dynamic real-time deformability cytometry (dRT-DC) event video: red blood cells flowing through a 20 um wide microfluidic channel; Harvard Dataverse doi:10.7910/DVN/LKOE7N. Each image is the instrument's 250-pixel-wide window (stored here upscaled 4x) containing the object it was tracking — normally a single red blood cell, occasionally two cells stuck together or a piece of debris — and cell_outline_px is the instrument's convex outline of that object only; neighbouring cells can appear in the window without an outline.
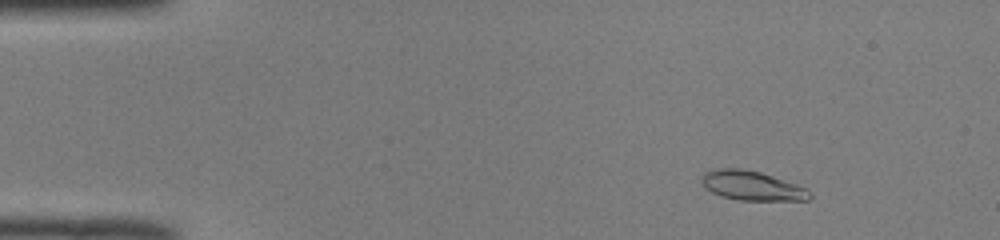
{"species": "common noctule bat (a hibernating species)", "species_latin": "Nyctalus noctula", "temperature_condition": "room temperature", "stored_images_in_passage": 50, "camera_frame_rate_fps": 3000, "um_per_image_px": 0.085, "animal": {"sex": "male", "body_mass_g": 19.0, "forearm_length_mm": 50.8}, "frame": {"image": 1, "passage_image": 6, "time_ms": 1.667, "image_size_px": [1000, 240], "cell_outline_px": [[812, 196], [808, 200], [740, 200], [720, 196], [704, 188], [700, 180], [704, 172], [716, 168], [740, 168], [760, 172], [796, 184], [804, 188]], "centroid_in_image_um": [63.84, 15.78], "position_along_channel_um": 21.2, "area_um2": 18.44}}
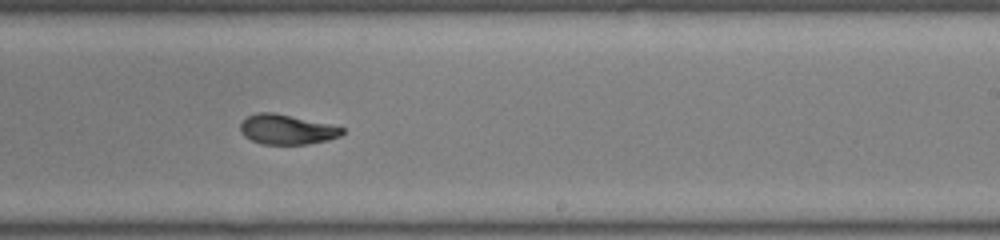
{"frame": {"image": 2, "passage_image": 31, "time_ms": 10.0, "image_size_px": [1000, 240], "cell_outline_px": [[344, 132], [340, 136], [328, 140], [308, 144], [260, 144], [244, 136], [240, 132], [240, 124], [248, 116], [256, 112], [272, 112], [328, 124], [344, 128]], "centroid_in_image_um": [24.35, 11.01], "position_along_channel_um": 264.7, "area_um2": 17.57}}
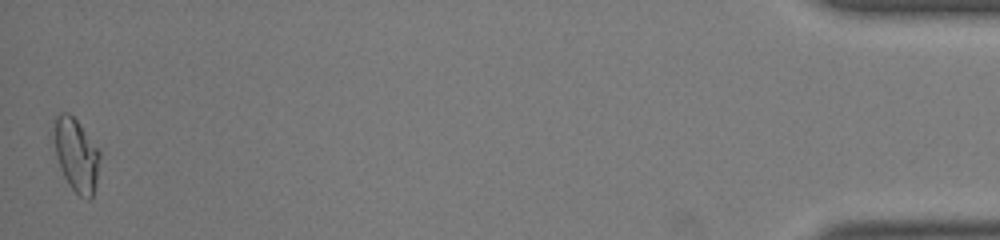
{"frame": {"image": 3, "passage_image": 50, "time_ms": 16.333, "image_size_px": [1000, 240], "cell_outline_px": [[100, 156], [96, 180], [92, 196], [88, 200], [80, 196], [72, 188], [64, 176], [60, 168], [56, 156], [56, 116], [60, 112], [68, 112], [76, 120], [100, 152]], "centroid_in_image_um": [6.5, 13.2], "position_along_channel_um": 428.7, "area_um2": 18.67}, "authors_computed_cell_mechanics": {"area_um2": 18.5249, "velocity_mm_per_s": 4.017, "shape_relaxation_time_tau1_ms": 8.1236, "shape_relaxation_time_tau2_ms": 2.3083, "deformation_change_tau1": 0.2702, "deformation_change_tau2": 0.0837}}